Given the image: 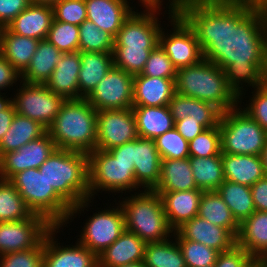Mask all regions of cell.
<instances>
[{"instance_id": "6da1fadb", "label": "cell", "mask_w": 267, "mask_h": 267, "mask_svg": "<svg viewBox=\"0 0 267 267\" xmlns=\"http://www.w3.org/2000/svg\"><path fill=\"white\" fill-rule=\"evenodd\" d=\"M255 49L249 26L237 25L198 64L177 70L175 92L211 103L222 112L239 106V87Z\"/></svg>"}, {"instance_id": "7a4b0ae2", "label": "cell", "mask_w": 267, "mask_h": 267, "mask_svg": "<svg viewBox=\"0 0 267 267\" xmlns=\"http://www.w3.org/2000/svg\"><path fill=\"white\" fill-rule=\"evenodd\" d=\"M166 16L172 28L162 27L159 45L177 70L198 64L237 26L218 9L189 6Z\"/></svg>"}, {"instance_id": "3957f363", "label": "cell", "mask_w": 267, "mask_h": 267, "mask_svg": "<svg viewBox=\"0 0 267 267\" xmlns=\"http://www.w3.org/2000/svg\"><path fill=\"white\" fill-rule=\"evenodd\" d=\"M39 171L44 174L49 186L71 207L63 228L77 216L80 217L79 214L82 215L84 210L88 212V208L93 206L86 153L56 148L39 167Z\"/></svg>"}, {"instance_id": "277c9868", "label": "cell", "mask_w": 267, "mask_h": 267, "mask_svg": "<svg viewBox=\"0 0 267 267\" xmlns=\"http://www.w3.org/2000/svg\"><path fill=\"white\" fill-rule=\"evenodd\" d=\"M57 149L90 153L97 143V111L84 98L65 100L48 127Z\"/></svg>"}, {"instance_id": "5b68a950", "label": "cell", "mask_w": 267, "mask_h": 267, "mask_svg": "<svg viewBox=\"0 0 267 267\" xmlns=\"http://www.w3.org/2000/svg\"><path fill=\"white\" fill-rule=\"evenodd\" d=\"M124 196L122 200L119 198L118 203L124 213L126 230L146 243L160 242L173 236L174 230L168 223L162 198L158 193L143 190Z\"/></svg>"}, {"instance_id": "8992f818", "label": "cell", "mask_w": 267, "mask_h": 267, "mask_svg": "<svg viewBox=\"0 0 267 267\" xmlns=\"http://www.w3.org/2000/svg\"><path fill=\"white\" fill-rule=\"evenodd\" d=\"M9 181L33 214L44 217L55 227H63L66 224L71 207L49 186L39 168L20 171Z\"/></svg>"}, {"instance_id": "52a82bcc", "label": "cell", "mask_w": 267, "mask_h": 267, "mask_svg": "<svg viewBox=\"0 0 267 267\" xmlns=\"http://www.w3.org/2000/svg\"><path fill=\"white\" fill-rule=\"evenodd\" d=\"M90 198L98 193L119 195L143 191L136 183L134 163L125 159H116L109 151L93 150L88 153ZM137 190V191H136ZM101 191V192H100ZM125 193H124V192ZM135 191V192H134ZM117 193V194H116Z\"/></svg>"}, {"instance_id": "ba28073f", "label": "cell", "mask_w": 267, "mask_h": 267, "mask_svg": "<svg viewBox=\"0 0 267 267\" xmlns=\"http://www.w3.org/2000/svg\"><path fill=\"white\" fill-rule=\"evenodd\" d=\"M219 128L221 153L262 155L267 132L240 106L222 113Z\"/></svg>"}, {"instance_id": "9c48e42d", "label": "cell", "mask_w": 267, "mask_h": 267, "mask_svg": "<svg viewBox=\"0 0 267 267\" xmlns=\"http://www.w3.org/2000/svg\"><path fill=\"white\" fill-rule=\"evenodd\" d=\"M114 203L105 206L104 210H95L81 226L77 241L94 252L97 256L108 248L126 230L122 207L114 198ZM111 204L113 206H111ZM115 205V206H114ZM111 206V207H110ZM98 212V213H97Z\"/></svg>"}, {"instance_id": "30bf717a", "label": "cell", "mask_w": 267, "mask_h": 267, "mask_svg": "<svg viewBox=\"0 0 267 267\" xmlns=\"http://www.w3.org/2000/svg\"><path fill=\"white\" fill-rule=\"evenodd\" d=\"M14 91L12 103L17 114L40 122L48 129L60 111L65 99L53 93L45 84L20 82Z\"/></svg>"}, {"instance_id": "8fae6325", "label": "cell", "mask_w": 267, "mask_h": 267, "mask_svg": "<svg viewBox=\"0 0 267 267\" xmlns=\"http://www.w3.org/2000/svg\"><path fill=\"white\" fill-rule=\"evenodd\" d=\"M134 76L113 66L85 99L96 110L133 107Z\"/></svg>"}, {"instance_id": "7c38bea8", "label": "cell", "mask_w": 267, "mask_h": 267, "mask_svg": "<svg viewBox=\"0 0 267 267\" xmlns=\"http://www.w3.org/2000/svg\"><path fill=\"white\" fill-rule=\"evenodd\" d=\"M134 10L124 21L114 38L113 47H156L162 29L159 16L161 8ZM161 13V15H160Z\"/></svg>"}, {"instance_id": "4fadbf2b", "label": "cell", "mask_w": 267, "mask_h": 267, "mask_svg": "<svg viewBox=\"0 0 267 267\" xmlns=\"http://www.w3.org/2000/svg\"><path fill=\"white\" fill-rule=\"evenodd\" d=\"M138 138L132 108L97 111L95 150H110Z\"/></svg>"}, {"instance_id": "5bb4252c", "label": "cell", "mask_w": 267, "mask_h": 267, "mask_svg": "<svg viewBox=\"0 0 267 267\" xmlns=\"http://www.w3.org/2000/svg\"><path fill=\"white\" fill-rule=\"evenodd\" d=\"M53 227L37 214L20 221L0 222V256L35 248Z\"/></svg>"}, {"instance_id": "9a60e30c", "label": "cell", "mask_w": 267, "mask_h": 267, "mask_svg": "<svg viewBox=\"0 0 267 267\" xmlns=\"http://www.w3.org/2000/svg\"><path fill=\"white\" fill-rule=\"evenodd\" d=\"M61 228L54 226L44 237L43 267H98V256L78 241L60 245L55 236Z\"/></svg>"}, {"instance_id": "2e32d148", "label": "cell", "mask_w": 267, "mask_h": 267, "mask_svg": "<svg viewBox=\"0 0 267 267\" xmlns=\"http://www.w3.org/2000/svg\"><path fill=\"white\" fill-rule=\"evenodd\" d=\"M55 149L53 139L46 132L17 151L4 153L0 157V178L9 180L20 171L39 168Z\"/></svg>"}, {"instance_id": "e0dca14e", "label": "cell", "mask_w": 267, "mask_h": 267, "mask_svg": "<svg viewBox=\"0 0 267 267\" xmlns=\"http://www.w3.org/2000/svg\"><path fill=\"white\" fill-rule=\"evenodd\" d=\"M132 163L137 185L142 190H154L159 182L162 158L153 139L138 137L132 141Z\"/></svg>"}, {"instance_id": "ac0fdd59", "label": "cell", "mask_w": 267, "mask_h": 267, "mask_svg": "<svg viewBox=\"0 0 267 267\" xmlns=\"http://www.w3.org/2000/svg\"><path fill=\"white\" fill-rule=\"evenodd\" d=\"M173 235L175 239L202 243L219 252L227 251L236 244V237L227 228L214 225L198 216L183 223Z\"/></svg>"}, {"instance_id": "d6986e66", "label": "cell", "mask_w": 267, "mask_h": 267, "mask_svg": "<svg viewBox=\"0 0 267 267\" xmlns=\"http://www.w3.org/2000/svg\"><path fill=\"white\" fill-rule=\"evenodd\" d=\"M130 1L132 0H85L87 20L115 38L124 21L136 9Z\"/></svg>"}, {"instance_id": "ffe728a7", "label": "cell", "mask_w": 267, "mask_h": 267, "mask_svg": "<svg viewBox=\"0 0 267 267\" xmlns=\"http://www.w3.org/2000/svg\"><path fill=\"white\" fill-rule=\"evenodd\" d=\"M53 19L52 6L31 3L6 27L17 35L44 40L47 38Z\"/></svg>"}, {"instance_id": "44dd1931", "label": "cell", "mask_w": 267, "mask_h": 267, "mask_svg": "<svg viewBox=\"0 0 267 267\" xmlns=\"http://www.w3.org/2000/svg\"><path fill=\"white\" fill-rule=\"evenodd\" d=\"M168 108L175 122L188 116L189 119L197 120L205 129L218 126L223 113L211 103L176 92L168 103Z\"/></svg>"}, {"instance_id": "7402d4cb", "label": "cell", "mask_w": 267, "mask_h": 267, "mask_svg": "<svg viewBox=\"0 0 267 267\" xmlns=\"http://www.w3.org/2000/svg\"><path fill=\"white\" fill-rule=\"evenodd\" d=\"M146 245L136 234L125 230L98 255V267H118L143 261Z\"/></svg>"}, {"instance_id": "603a6c76", "label": "cell", "mask_w": 267, "mask_h": 267, "mask_svg": "<svg viewBox=\"0 0 267 267\" xmlns=\"http://www.w3.org/2000/svg\"><path fill=\"white\" fill-rule=\"evenodd\" d=\"M175 93V79L134 75L133 107L166 106Z\"/></svg>"}, {"instance_id": "cb8c5ba5", "label": "cell", "mask_w": 267, "mask_h": 267, "mask_svg": "<svg viewBox=\"0 0 267 267\" xmlns=\"http://www.w3.org/2000/svg\"><path fill=\"white\" fill-rule=\"evenodd\" d=\"M81 70L80 51L63 53L46 86L65 100H78V77Z\"/></svg>"}, {"instance_id": "d4e9b609", "label": "cell", "mask_w": 267, "mask_h": 267, "mask_svg": "<svg viewBox=\"0 0 267 267\" xmlns=\"http://www.w3.org/2000/svg\"><path fill=\"white\" fill-rule=\"evenodd\" d=\"M155 193L161 196L168 223L175 231L183 223L197 216L203 190Z\"/></svg>"}, {"instance_id": "484cf974", "label": "cell", "mask_w": 267, "mask_h": 267, "mask_svg": "<svg viewBox=\"0 0 267 267\" xmlns=\"http://www.w3.org/2000/svg\"><path fill=\"white\" fill-rule=\"evenodd\" d=\"M78 99L86 98L114 66L112 52H81Z\"/></svg>"}, {"instance_id": "4316f807", "label": "cell", "mask_w": 267, "mask_h": 267, "mask_svg": "<svg viewBox=\"0 0 267 267\" xmlns=\"http://www.w3.org/2000/svg\"><path fill=\"white\" fill-rule=\"evenodd\" d=\"M221 155L225 180L251 187L266 176L261 156L228 153Z\"/></svg>"}, {"instance_id": "83f0119b", "label": "cell", "mask_w": 267, "mask_h": 267, "mask_svg": "<svg viewBox=\"0 0 267 267\" xmlns=\"http://www.w3.org/2000/svg\"><path fill=\"white\" fill-rule=\"evenodd\" d=\"M236 244L253 258L267 257V211H255L239 224Z\"/></svg>"}, {"instance_id": "f1b7e54d", "label": "cell", "mask_w": 267, "mask_h": 267, "mask_svg": "<svg viewBox=\"0 0 267 267\" xmlns=\"http://www.w3.org/2000/svg\"><path fill=\"white\" fill-rule=\"evenodd\" d=\"M39 40L0 28V54L20 73L26 70L35 54Z\"/></svg>"}, {"instance_id": "f546056e", "label": "cell", "mask_w": 267, "mask_h": 267, "mask_svg": "<svg viewBox=\"0 0 267 267\" xmlns=\"http://www.w3.org/2000/svg\"><path fill=\"white\" fill-rule=\"evenodd\" d=\"M62 54L47 39L39 40L30 64L21 74V81L30 84H46L56 65L60 62Z\"/></svg>"}, {"instance_id": "4dcf8cb0", "label": "cell", "mask_w": 267, "mask_h": 267, "mask_svg": "<svg viewBox=\"0 0 267 267\" xmlns=\"http://www.w3.org/2000/svg\"><path fill=\"white\" fill-rule=\"evenodd\" d=\"M198 189L191 169L190 159H163L161 173L154 192H176Z\"/></svg>"}, {"instance_id": "1f68e13d", "label": "cell", "mask_w": 267, "mask_h": 267, "mask_svg": "<svg viewBox=\"0 0 267 267\" xmlns=\"http://www.w3.org/2000/svg\"><path fill=\"white\" fill-rule=\"evenodd\" d=\"M138 137L156 139L175 127L168 105L159 107H132Z\"/></svg>"}, {"instance_id": "d6a6232c", "label": "cell", "mask_w": 267, "mask_h": 267, "mask_svg": "<svg viewBox=\"0 0 267 267\" xmlns=\"http://www.w3.org/2000/svg\"><path fill=\"white\" fill-rule=\"evenodd\" d=\"M46 132L47 128L40 122L16 113L9 130L0 141V157L4 153L17 151Z\"/></svg>"}, {"instance_id": "836d02e7", "label": "cell", "mask_w": 267, "mask_h": 267, "mask_svg": "<svg viewBox=\"0 0 267 267\" xmlns=\"http://www.w3.org/2000/svg\"><path fill=\"white\" fill-rule=\"evenodd\" d=\"M248 87L251 88V91L254 90L251 92L252 95H250L249 100L246 102L249 103L245 104L243 102V106L242 101L245 95H248L246 91L250 89ZM239 106L267 132V88L250 71L243 76L240 83Z\"/></svg>"}, {"instance_id": "e575fe53", "label": "cell", "mask_w": 267, "mask_h": 267, "mask_svg": "<svg viewBox=\"0 0 267 267\" xmlns=\"http://www.w3.org/2000/svg\"><path fill=\"white\" fill-rule=\"evenodd\" d=\"M197 216L214 225L227 228L235 237L238 235L239 223L217 190L203 191Z\"/></svg>"}, {"instance_id": "d590c367", "label": "cell", "mask_w": 267, "mask_h": 267, "mask_svg": "<svg viewBox=\"0 0 267 267\" xmlns=\"http://www.w3.org/2000/svg\"><path fill=\"white\" fill-rule=\"evenodd\" d=\"M193 178L198 189L217 190L225 181L222 155L189 157Z\"/></svg>"}, {"instance_id": "8d00e7d4", "label": "cell", "mask_w": 267, "mask_h": 267, "mask_svg": "<svg viewBox=\"0 0 267 267\" xmlns=\"http://www.w3.org/2000/svg\"><path fill=\"white\" fill-rule=\"evenodd\" d=\"M217 191L239 224L255 212L250 186L225 180Z\"/></svg>"}, {"instance_id": "74e56055", "label": "cell", "mask_w": 267, "mask_h": 267, "mask_svg": "<svg viewBox=\"0 0 267 267\" xmlns=\"http://www.w3.org/2000/svg\"><path fill=\"white\" fill-rule=\"evenodd\" d=\"M143 262L146 267H186L174 235L160 242L147 243Z\"/></svg>"}, {"instance_id": "f35d334b", "label": "cell", "mask_w": 267, "mask_h": 267, "mask_svg": "<svg viewBox=\"0 0 267 267\" xmlns=\"http://www.w3.org/2000/svg\"><path fill=\"white\" fill-rule=\"evenodd\" d=\"M32 215L15 186L9 180L0 178V222L20 221Z\"/></svg>"}, {"instance_id": "ab89813d", "label": "cell", "mask_w": 267, "mask_h": 267, "mask_svg": "<svg viewBox=\"0 0 267 267\" xmlns=\"http://www.w3.org/2000/svg\"><path fill=\"white\" fill-rule=\"evenodd\" d=\"M114 37L100 30L98 26L84 20L79 25V51L81 52H113Z\"/></svg>"}, {"instance_id": "60d3db41", "label": "cell", "mask_w": 267, "mask_h": 267, "mask_svg": "<svg viewBox=\"0 0 267 267\" xmlns=\"http://www.w3.org/2000/svg\"><path fill=\"white\" fill-rule=\"evenodd\" d=\"M155 47H113V65L131 75L141 74Z\"/></svg>"}, {"instance_id": "b9f144b4", "label": "cell", "mask_w": 267, "mask_h": 267, "mask_svg": "<svg viewBox=\"0 0 267 267\" xmlns=\"http://www.w3.org/2000/svg\"><path fill=\"white\" fill-rule=\"evenodd\" d=\"M195 8L225 11L237 25H250V0H188Z\"/></svg>"}, {"instance_id": "7bdbcfd3", "label": "cell", "mask_w": 267, "mask_h": 267, "mask_svg": "<svg viewBox=\"0 0 267 267\" xmlns=\"http://www.w3.org/2000/svg\"><path fill=\"white\" fill-rule=\"evenodd\" d=\"M62 53L79 51V26L54 20L47 38Z\"/></svg>"}, {"instance_id": "ee69618b", "label": "cell", "mask_w": 267, "mask_h": 267, "mask_svg": "<svg viewBox=\"0 0 267 267\" xmlns=\"http://www.w3.org/2000/svg\"><path fill=\"white\" fill-rule=\"evenodd\" d=\"M186 267H210L216 263L219 251L188 239H176Z\"/></svg>"}, {"instance_id": "f6af8a7d", "label": "cell", "mask_w": 267, "mask_h": 267, "mask_svg": "<svg viewBox=\"0 0 267 267\" xmlns=\"http://www.w3.org/2000/svg\"><path fill=\"white\" fill-rule=\"evenodd\" d=\"M160 157L163 159L189 158L188 141L174 127L154 139Z\"/></svg>"}, {"instance_id": "bcb514c9", "label": "cell", "mask_w": 267, "mask_h": 267, "mask_svg": "<svg viewBox=\"0 0 267 267\" xmlns=\"http://www.w3.org/2000/svg\"><path fill=\"white\" fill-rule=\"evenodd\" d=\"M190 157H210L221 155L219 125L206 128L188 143Z\"/></svg>"}, {"instance_id": "7dc6e473", "label": "cell", "mask_w": 267, "mask_h": 267, "mask_svg": "<svg viewBox=\"0 0 267 267\" xmlns=\"http://www.w3.org/2000/svg\"><path fill=\"white\" fill-rule=\"evenodd\" d=\"M177 69L164 50L157 45L149 55L141 75L154 78L176 79Z\"/></svg>"}, {"instance_id": "c3c4849f", "label": "cell", "mask_w": 267, "mask_h": 267, "mask_svg": "<svg viewBox=\"0 0 267 267\" xmlns=\"http://www.w3.org/2000/svg\"><path fill=\"white\" fill-rule=\"evenodd\" d=\"M44 239L35 247L0 256V267H43Z\"/></svg>"}, {"instance_id": "681fc988", "label": "cell", "mask_w": 267, "mask_h": 267, "mask_svg": "<svg viewBox=\"0 0 267 267\" xmlns=\"http://www.w3.org/2000/svg\"><path fill=\"white\" fill-rule=\"evenodd\" d=\"M52 7L54 20L77 26L87 20L85 0H59Z\"/></svg>"}, {"instance_id": "f907efd6", "label": "cell", "mask_w": 267, "mask_h": 267, "mask_svg": "<svg viewBox=\"0 0 267 267\" xmlns=\"http://www.w3.org/2000/svg\"><path fill=\"white\" fill-rule=\"evenodd\" d=\"M252 258L243 247L235 244L231 249L218 254L214 267H248Z\"/></svg>"}, {"instance_id": "816d5d0a", "label": "cell", "mask_w": 267, "mask_h": 267, "mask_svg": "<svg viewBox=\"0 0 267 267\" xmlns=\"http://www.w3.org/2000/svg\"><path fill=\"white\" fill-rule=\"evenodd\" d=\"M30 4V0H0V28L6 27Z\"/></svg>"}, {"instance_id": "f5cc1de1", "label": "cell", "mask_w": 267, "mask_h": 267, "mask_svg": "<svg viewBox=\"0 0 267 267\" xmlns=\"http://www.w3.org/2000/svg\"><path fill=\"white\" fill-rule=\"evenodd\" d=\"M21 82L20 73L0 54V93L7 91ZM15 84V85H14ZM8 89V90H7Z\"/></svg>"}, {"instance_id": "db71d44e", "label": "cell", "mask_w": 267, "mask_h": 267, "mask_svg": "<svg viewBox=\"0 0 267 267\" xmlns=\"http://www.w3.org/2000/svg\"><path fill=\"white\" fill-rule=\"evenodd\" d=\"M163 1L164 0H138V2L141 3L139 6H142V8H160L161 7L162 9V6H163V9H165V11H163V13L165 12L164 14L179 13L189 7L188 0H169V1L166 0L168 1L167 3H165L166 1L164 2ZM163 4H165L166 7Z\"/></svg>"}, {"instance_id": "11a10c76", "label": "cell", "mask_w": 267, "mask_h": 267, "mask_svg": "<svg viewBox=\"0 0 267 267\" xmlns=\"http://www.w3.org/2000/svg\"><path fill=\"white\" fill-rule=\"evenodd\" d=\"M249 71L267 88V60L256 49L249 60Z\"/></svg>"}, {"instance_id": "9f6ffc18", "label": "cell", "mask_w": 267, "mask_h": 267, "mask_svg": "<svg viewBox=\"0 0 267 267\" xmlns=\"http://www.w3.org/2000/svg\"><path fill=\"white\" fill-rule=\"evenodd\" d=\"M175 128L188 142L192 141L197 135L205 130L197 120L189 119L188 116L183 120L176 121Z\"/></svg>"}, {"instance_id": "6f0895ef", "label": "cell", "mask_w": 267, "mask_h": 267, "mask_svg": "<svg viewBox=\"0 0 267 267\" xmlns=\"http://www.w3.org/2000/svg\"><path fill=\"white\" fill-rule=\"evenodd\" d=\"M250 188L255 211H267V176L258 180Z\"/></svg>"}, {"instance_id": "680465c9", "label": "cell", "mask_w": 267, "mask_h": 267, "mask_svg": "<svg viewBox=\"0 0 267 267\" xmlns=\"http://www.w3.org/2000/svg\"><path fill=\"white\" fill-rule=\"evenodd\" d=\"M248 26L254 40L255 49L267 60V28L261 22Z\"/></svg>"}, {"instance_id": "91938a15", "label": "cell", "mask_w": 267, "mask_h": 267, "mask_svg": "<svg viewBox=\"0 0 267 267\" xmlns=\"http://www.w3.org/2000/svg\"><path fill=\"white\" fill-rule=\"evenodd\" d=\"M267 16V0H250V24L261 22Z\"/></svg>"}, {"instance_id": "94428289", "label": "cell", "mask_w": 267, "mask_h": 267, "mask_svg": "<svg viewBox=\"0 0 267 267\" xmlns=\"http://www.w3.org/2000/svg\"><path fill=\"white\" fill-rule=\"evenodd\" d=\"M15 114L13 103L6 110L0 111V141L9 130Z\"/></svg>"}, {"instance_id": "6125c7cd", "label": "cell", "mask_w": 267, "mask_h": 267, "mask_svg": "<svg viewBox=\"0 0 267 267\" xmlns=\"http://www.w3.org/2000/svg\"><path fill=\"white\" fill-rule=\"evenodd\" d=\"M116 159L132 162V141L108 150Z\"/></svg>"}, {"instance_id": "be15d7a7", "label": "cell", "mask_w": 267, "mask_h": 267, "mask_svg": "<svg viewBox=\"0 0 267 267\" xmlns=\"http://www.w3.org/2000/svg\"><path fill=\"white\" fill-rule=\"evenodd\" d=\"M11 104L12 97H9L6 93H0V111L6 110Z\"/></svg>"}, {"instance_id": "e7e4bbea", "label": "cell", "mask_w": 267, "mask_h": 267, "mask_svg": "<svg viewBox=\"0 0 267 267\" xmlns=\"http://www.w3.org/2000/svg\"><path fill=\"white\" fill-rule=\"evenodd\" d=\"M253 267H267V257H254Z\"/></svg>"}, {"instance_id": "03108f58", "label": "cell", "mask_w": 267, "mask_h": 267, "mask_svg": "<svg viewBox=\"0 0 267 267\" xmlns=\"http://www.w3.org/2000/svg\"><path fill=\"white\" fill-rule=\"evenodd\" d=\"M261 157L263 160L264 173L267 176V140H266V143L264 145V149H263Z\"/></svg>"}, {"instance_id": "003e7915", "label": "cell", "mask_w": 267, "mask_h": 267, "mask_svg": "<svg viewBox=\"0 0 267 267\" xmlns=\"http://www.w3.org/2000/svg\"><path fill=\"white\" fill-rule=\"evenodd\" d=\"M57 1H59V0H30V3L52 6Z\"/></svg>"}, {"instance_id": "a7ac6f4b", "label": "cell", "mask_w": 267, "mask_h": 267, "mask_svg": "<svg viewBox=\"0 0 267 267\" xmlns=\"http://www.w3.org/2000/svg\"><path fill=\"white\" fill-rule=\"evenodd\" d=\"M118 267H146L143 261L137 262V263H132V264H127V265H121Z\"/></svg>"}, {"instance_id": "89a4df30", "label": "cell", "mask_w": 267, "mask_h": 267, "mask_svg": "<svg viewBox=\"0 0 267 267\" xmlns=\"http://www.w3.org/2000/svg\"><path fill=\"white\" fill-rule=\"evenodd\" d=\"M261 23L267 28V16L261 21Z\"/></svg>"}, {"instance_id": "2644e50d", "label": "cell", "mask_w": 267, "mask_h": 267, "mask_svg": "<svg viewBox=\"0 0 267 267\" xmlns=\"http://www.w3.org/2000/svg\"><path fill=\"white\" fill-rule=\"evenodd\" d=\"M248 267H253V258H252L251 264Z\"/></svg>"}]
</instances>
